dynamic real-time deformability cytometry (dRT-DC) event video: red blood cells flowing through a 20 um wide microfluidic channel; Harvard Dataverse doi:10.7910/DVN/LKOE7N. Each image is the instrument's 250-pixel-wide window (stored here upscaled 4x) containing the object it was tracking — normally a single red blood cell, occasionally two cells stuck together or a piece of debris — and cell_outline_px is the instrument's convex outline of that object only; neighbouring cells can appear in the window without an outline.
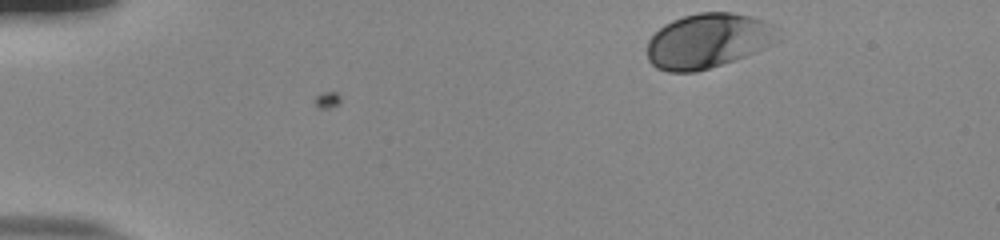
{"species": "human", "species_latin": "Homo sapiens", "temperature_condition": "room temperature", "stored_images_in_passage": 39, "camera_frame_rate_fps": 3000, "um_per_image_px": 0.085, "donor": {"sex": "male"}, "frame": {"image": 1, "passage_image": 1, "time_ms": 0.0, "image_size_px": [1000, 240], "cell_outline_px": [[780, 40], [764, 48], [744, 56], [696, 72], [668, 72], [656, 68], [648, 60], [648, 40], [664, 24], [672, 20], [684, 16], [700, 12], [732, 12], [764, 20], [772, 24], [776, 28], [780, 36]], "centroid_in_image_um": [60.18, 3.46], "position_along_channel_um": 24.8, "area_um2": 41.56}}
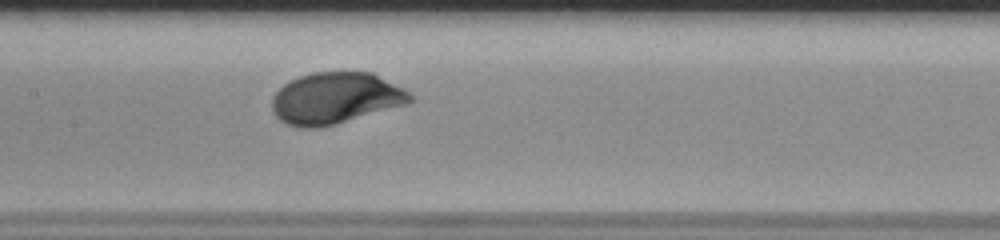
{"frame": {"image": 2, "passage_image": 21, "time_ms": 6.667, "image_size_px": [1000, 240], "cell_outline_px": [[412, 100], [408, 104], [336, 124], [316, 128], [300, 128], [288, 124], [280, 120], [272, 112], [272, 96], [284, 84], [300, 76], [312, 72], [372, 72], [404, 88], [412, 96]], "centroid_in_image_um": [28.52, 8.35], "position_along_channel_um": 178.9, "area_um2": 41.44}}
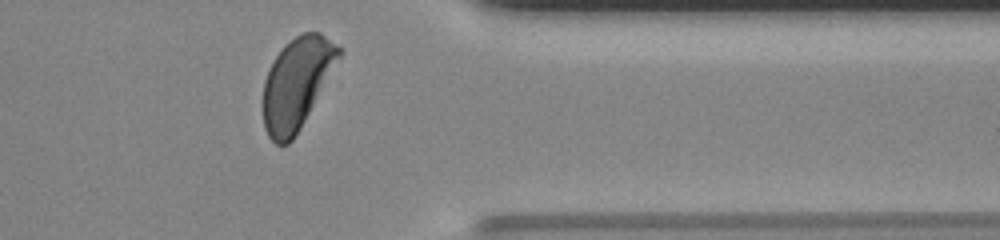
{"frame": {"image": 3, "passage_image": 38, "time_ms": 12.333, "image_size_px": [1000, 240], "cell_outline_px": [[340, 56], [300, 128], [292, 140], [288, 144], [276, 144], [268, 136], [264, 128], [264, 80], [268, 68], [272, 60], [284, 44], [296, 36], [304, 32], [320, 32], [340, 48]], "centroid_in_image_um": [25.18, 7.07], "position_along_channel_um": 386.2, "area_um2": 39.42}, "authors_computed_cell_mechanics": {"area_um2": 40.5756, "velocity_mm_per_s": 3.7981, "shape_relaxation_time_tau1_ms": 2.0653, "shape_relaxation_time_tau2_ms": null, "deformation_change_tau1": 0.1262, "deformation_change_tau2": null}}